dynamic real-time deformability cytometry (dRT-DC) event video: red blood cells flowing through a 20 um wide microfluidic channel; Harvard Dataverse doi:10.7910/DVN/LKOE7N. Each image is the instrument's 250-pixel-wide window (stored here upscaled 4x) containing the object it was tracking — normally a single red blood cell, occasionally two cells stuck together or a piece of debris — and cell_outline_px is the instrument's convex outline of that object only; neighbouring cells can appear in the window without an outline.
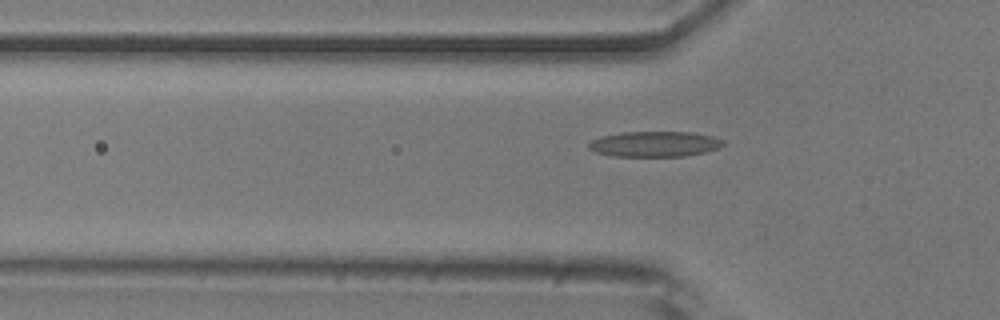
{"species": "common noctule bat (a hibernating species)", "species_latin": "Nyctalus noctula", "temperature_condition": "room temperature", "stored_images_in_passage": 37, "camera_frame_rate_fps": 3000, "um_per_image_px": 0.085, "animal": {"sex": "male", "body_mass_g": 20.5, "forearm_length_mm": 52.5}, "frame": {"image": 1, "passage_image": 3, "time_ms": 0.667, "image_size_px": [1000, 320], "cell_outline_px": [[724, 144], [716, 148], [704, 152], [684, 156], [612, 156], [596, 152], [588, 148], [588, 144], [592, 140], [604, 136], [620, 132], [692, 132], [712, 136], [724, 140]], "centroid_in_image_um": [55.64, 12.24], "position_along_channel_um": 70.2, "area_um2": 19.77}}
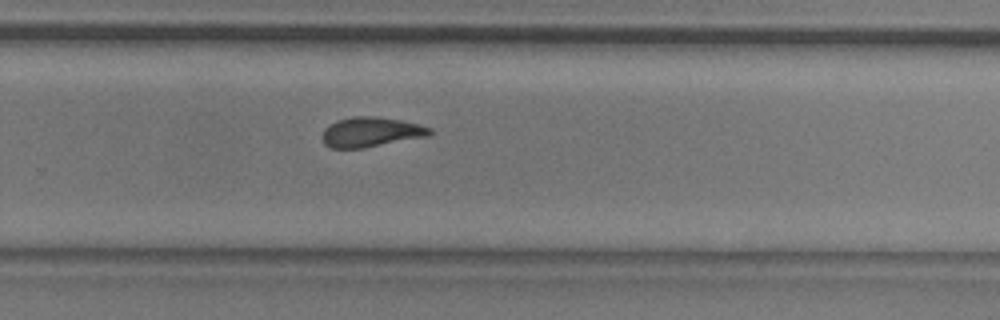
{"frame": {"image": 2, "passage_image": 21, "time_ms": 6.667, "image_size_px": [1000, 320], "cell_outline_px": [[432, 132], [428, 136], [364, 148], [332, 148], [324, 144], [320, 136], [324, 128], [340, 120], [352, 116], [376, 116], [400, 120], [420, 124], [432, 128]], "centroid_in_image_um": [31.52, 11.23], "position_along_channel_um": 298.3, "area_um2": 18.73}}
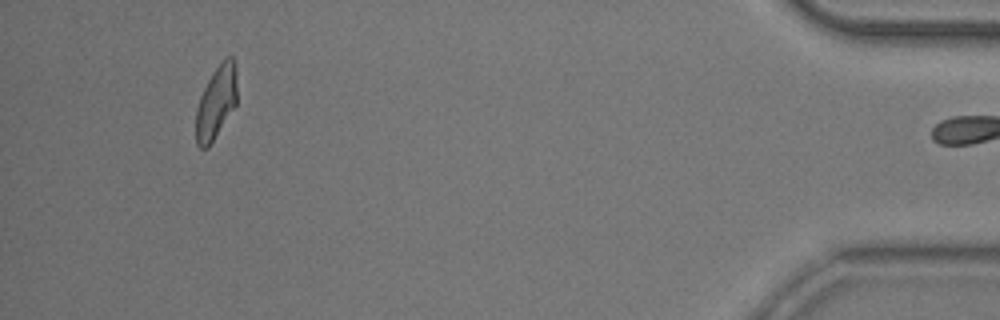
{"frame": {"image": 3, "passage_image": 36, "time_ms": 11.667, "image_size_px": [1000, 320], "cell_outline_px": [[236, 104], [208, 148], [200, 148], [196, 144], [196, 108], [200, 96], [212, 72], [224, 56], [232, 56], [236, 64]], "centroid_in_image_um": [18.37, 8.66], "position_along_channel_um": 416.8, "area_um2": 17.51}, "authors_computed_cell_mechanics": {"area_um2": 18.6694, "velocity_mm_per_s": 3.7915, "shape_relaxation_time_tau1_ms": 8.8173, "shape_relaxation_time_tau2_ms": 2.4342, "deformation_change_tau1": 0.2026, "deformation_change_tau2": 0.0967}}